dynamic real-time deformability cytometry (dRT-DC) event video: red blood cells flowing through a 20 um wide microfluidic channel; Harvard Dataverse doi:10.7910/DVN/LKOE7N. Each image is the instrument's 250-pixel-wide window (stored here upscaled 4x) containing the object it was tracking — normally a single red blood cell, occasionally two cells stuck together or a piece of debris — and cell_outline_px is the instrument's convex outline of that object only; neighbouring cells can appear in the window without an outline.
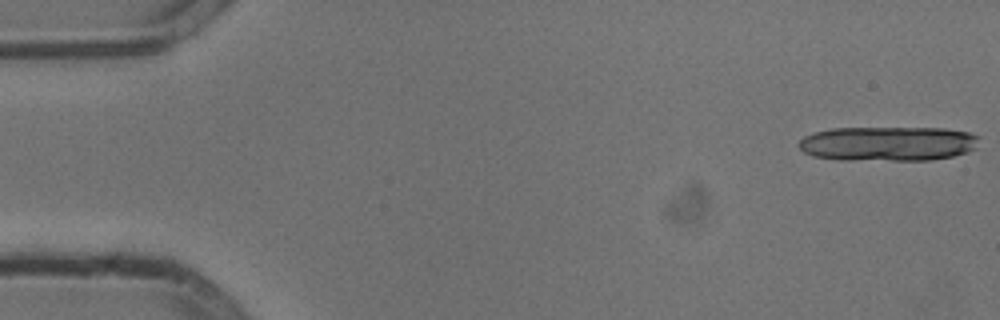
{"species": "common noctule bat (a hibernating species)", "species_latin": "Nyctalus noctula", "temperature_condition": "cold", "stored_images_in_passage": 13, "camera_frame_rate_fps": 3000, "um_per_image_px": 0.085, "animal": {"sex": "male", "body_mass_g": 13.3}, "frame": {"image": 1, "passage_image": 1, "time_ms": 0.0, "image_size_px": [1000, 320], "cell_outline_px": [[976, 136], [968, 148], [964, 152], [952, 156], [928, 160], [896, 160], [816, 156], [804, 152], [800, 148], [800, 140], [804, 136], [816, 132], [836, 128], [940, 128], [968, 132]], "centroid_in_image_um": [75.43, 12.18], "position_along_channel_um": 9.6, "area_um2": 34.68}}